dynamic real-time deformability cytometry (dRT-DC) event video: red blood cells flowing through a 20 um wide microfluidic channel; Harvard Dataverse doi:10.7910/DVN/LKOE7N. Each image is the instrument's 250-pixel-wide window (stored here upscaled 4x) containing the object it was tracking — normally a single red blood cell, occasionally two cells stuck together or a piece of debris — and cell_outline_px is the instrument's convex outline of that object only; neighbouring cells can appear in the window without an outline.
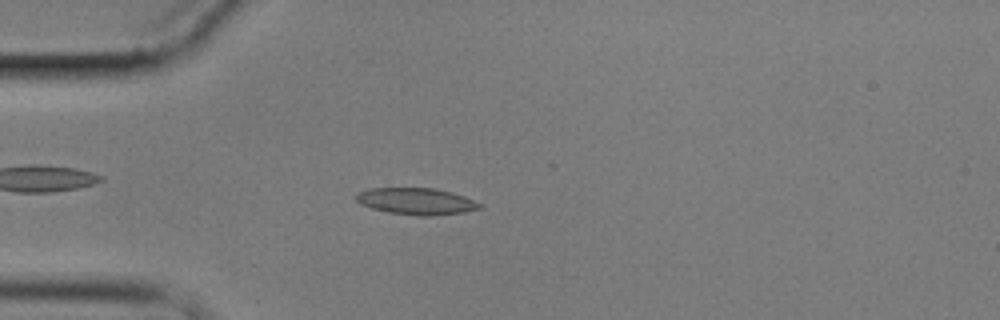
{"species": "common noctule bat (a hibernating species)", "species_latin": "Nyctalus noctula", "temperature_condition": "cold", "stored_images_in_passage": 2, "camera_frame_rate_fps": 3000, "um_per_image_px": 0.085, "animal": {"sex": "male", "body_mass_g": 17.9}, "frame": {"image": 1, "passage_image": 2, "time_ms": 1.333, "image_size_px": [1000, 320], "cell_outline_px": [[484, 208], [464, 212], [432, 216], [420, 216], [388, 212], [372, 208], [360, 204], [356, 200], [356, 192], [372, 188], [432, 188], [452, 192], [464, 196], [484, 204]], "centroid_in_image_um": [35.43, 17.11], "position_along_channel_um": 49.6, "area_um2": 19.36}}